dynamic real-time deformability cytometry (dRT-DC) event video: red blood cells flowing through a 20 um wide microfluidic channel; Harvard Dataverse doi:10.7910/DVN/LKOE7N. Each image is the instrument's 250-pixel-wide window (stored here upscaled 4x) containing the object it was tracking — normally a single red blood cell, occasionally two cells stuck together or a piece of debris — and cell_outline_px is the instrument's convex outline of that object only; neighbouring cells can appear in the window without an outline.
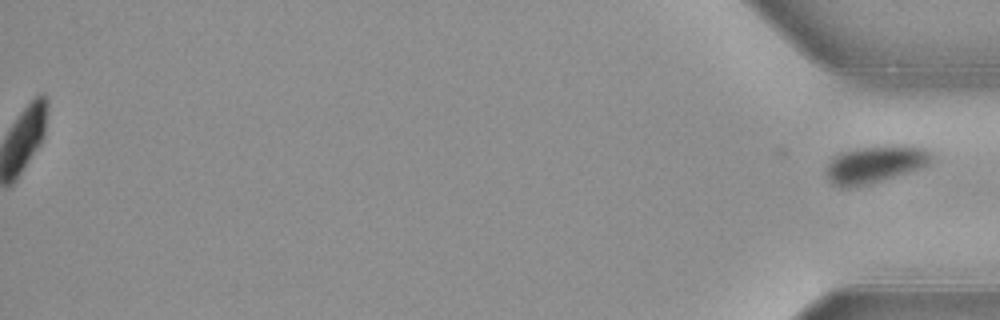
{"species": "common noctule bat (a hibernating species)", "species_latin": "Nyctalus noctula", "temperature_condition": "warm", "stored_images_in_passage": 41, "segment_of_instrument_passage": [2, 2], "camera_frame_rate_fps": 3000, "um_per_image_px": 0.085, "animal": {"sex": "female", "body_mass_g": 21.9}, "frame": {"image": 1, "passage_image": 41, "time_ms": 13.333, "image_size_px": [1000, 320], "cell_outline_px": [[932, 164], [920, 168], [868, 184], [848, 188], [832, 184], [828, 180], [824, 172], [824, 168], [832, 156], [840, 152], [856, 148], [892, 144], [908, 144], [928, 148], [932, 152]], "centroid_in_image_um": [74.39, 13.92], "position_along_channel_um": 360.8, "area_um2": 23.58}}